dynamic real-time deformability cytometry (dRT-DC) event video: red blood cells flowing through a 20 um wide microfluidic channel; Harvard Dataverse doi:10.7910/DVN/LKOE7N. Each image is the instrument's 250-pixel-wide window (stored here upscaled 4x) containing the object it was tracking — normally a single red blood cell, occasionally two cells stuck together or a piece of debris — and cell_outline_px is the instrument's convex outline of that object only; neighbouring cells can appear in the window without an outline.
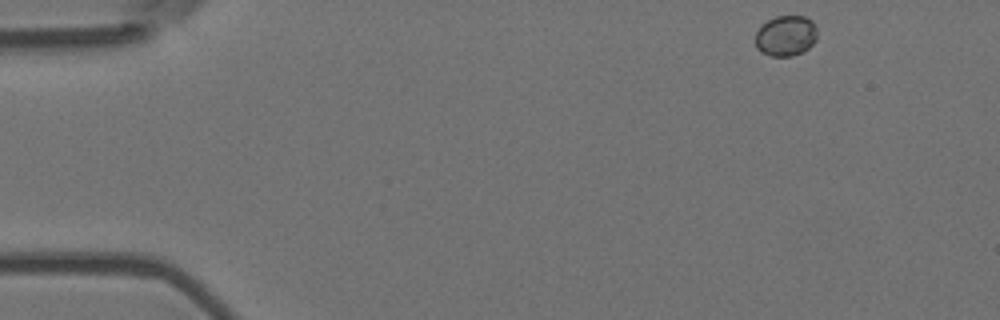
{"species": "Egyptian fruit bat (a non-hibernating species)", "species_latin": "Rousettus aegyptiacus", "temperature_condition": "room temperature", "stored_images_in_passage": 51, "camera_frame_rate_fps": 3000, "um_per_image_px": 0.085, "animal": {"sex": "female"}, "frame": {"image": 1, "passage_image": 1, "time_ms": 0.0, "image_size_px": [1000, 320], "cell_outline_px": [[816, 40], [808, 48], [792, 56], [772, 56], [760, 52], [756, 48], [756, 32], [768, 20], [776, 16], [804, 16], [812, 20], [816, 24]], "centroid_in_image_um": [66.8, 3.04], "position_along_channel_um": 18.2, "area_um2": 14.57}}
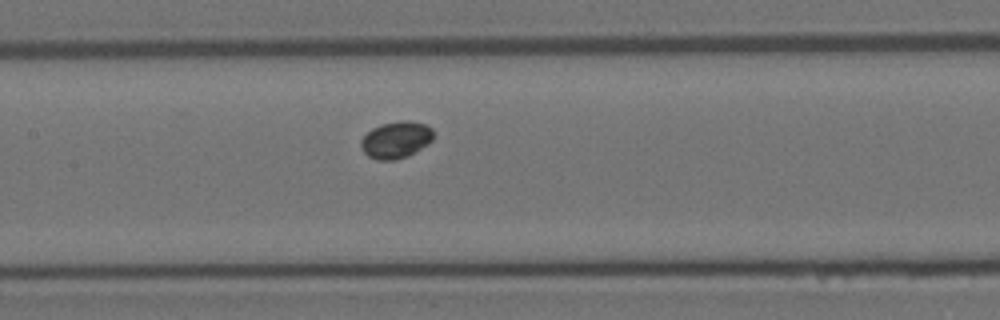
{"frame": {"image": 2, "passage_image": 22, "time_ms": 7.0, "image_size_px": [1000, 320], "cell_outline_px": [[432, 140], [428, 144], [408, 156], [396, 160], [376, 160], [368, 156], [364, 152], [360, 144], [360, 140], [372, 128], [380, 124], [404, 120], [408, 120], [424, 124], [432, 128]], "centroid_in_image_um": [33.64, 11.89], "position_along_channel_um": 173.8, "area_um2": 15.55}}
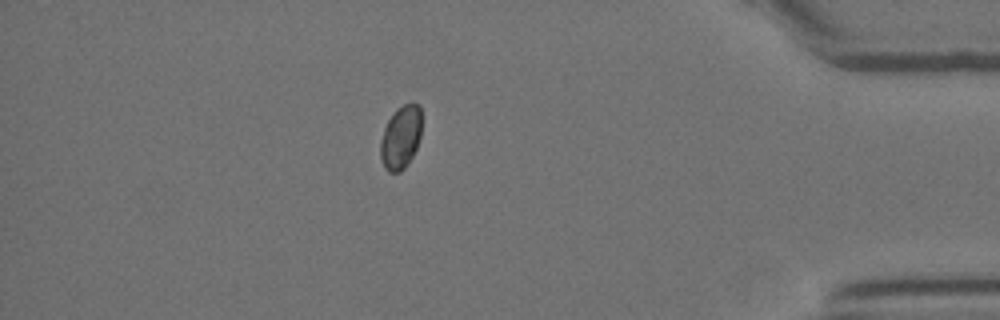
{"frame": {"image": 3, "passage_image": 44, "time_ms": 14.333, "image_size_px": [1000, 320], "cell_outline_px": [[420, 136], [416, 148], [412, 156], [404, 168], [400, 172], [388, 172], [384, 168], [380, 156], [380, 140], [384, 128], [388, 120], [396, 108], [412, 100], [420, 104]], "centroid_in_image_um": [34.05, 11.64], "position_along_channel_um": 401.2, "area_um2": 15.32}, "authors_computed_cell_mechanics": {"area_um2": 15.028, "velocity_mm_per_s": 3.6374, "shape_relaxation_time_tau1_ms": null, "shape_relaxation_time_tau2_ms": 5.4667, "deformation_change_tau1": null, "deformation_change_tau2": 0.0248}}